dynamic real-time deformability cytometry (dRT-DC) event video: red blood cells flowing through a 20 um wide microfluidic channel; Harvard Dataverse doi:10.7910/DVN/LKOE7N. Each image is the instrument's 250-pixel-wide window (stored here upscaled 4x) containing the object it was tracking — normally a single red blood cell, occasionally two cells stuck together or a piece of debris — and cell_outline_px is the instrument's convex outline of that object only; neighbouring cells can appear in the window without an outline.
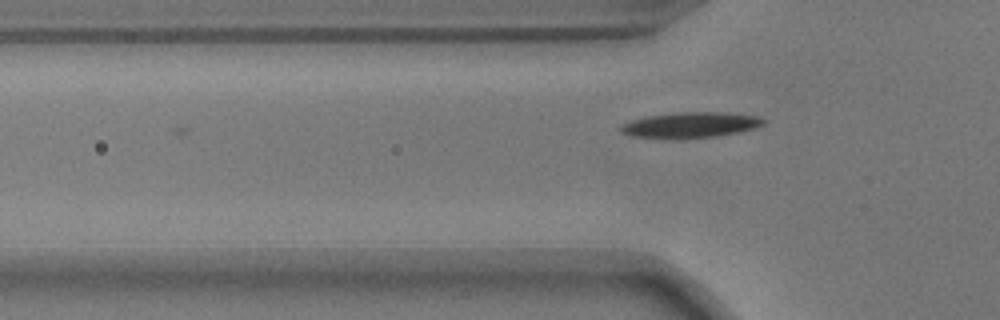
{"species": "common noctule bat (a hibernating species)", "species_latin": "Nyctalus noctula", "temperature_condition": "warm", "stored_images_in_passage": 6, "camera_frame_rate_fps": 3000, "um_per_image_px": 0.085, "animal": {"sex": "male", "body_mass_g": 17.9}, "frame": {"image": 1, "passage_image": 6, "time_ms": 1.667, "image_size_px": [1000, 320], "cell_outline_px": [[768, 120], [764, 124], [752, 128], [736, 132], [716, 136], [676, 140], [672, 140], [632, 136], [620, 132], [620, 128], [624, 124], [632, 120], [648, 116], [676, 112], [720, 112], [760, 116]], "centroid_in_image_um": [58.68, 10.63], "position_along_channel_um": 67.1, "area_um2": 21.5}}